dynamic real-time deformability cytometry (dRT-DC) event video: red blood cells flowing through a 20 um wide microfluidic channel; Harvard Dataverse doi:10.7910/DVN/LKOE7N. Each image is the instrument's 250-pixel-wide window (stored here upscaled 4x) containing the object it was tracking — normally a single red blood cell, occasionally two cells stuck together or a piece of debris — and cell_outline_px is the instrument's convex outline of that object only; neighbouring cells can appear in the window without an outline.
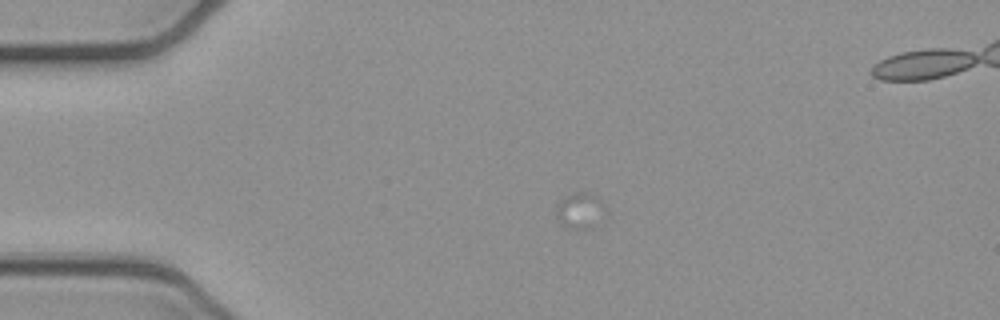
{"species": "common noctule bat (a hibernating species)", "species_latin": "Nyctalus noctula", "temperature_condition": "cold", "stored_images_in_passage": 33, "camera_frame_rate_fps": 3000, "um_per_image_px": 0.085, "animal": {"sex": "female", "body_mass_g": 21.9}, "frame": {"image": 1, "passage_image": 6, "time_ms": 1.667, "image_size_px": [1000, 320], "cell_outline_px": [[608, 216], [588, 228], [568, 228], [560, 224], [556, 216], [556, 204], [560, 200], [576, 192], [584, 192], [596, 196], [604, 204]], "centroid_in_image_um": [49.33, 17.91], "position_along_channel_um": 35.7, "area_um2": 10.4}}